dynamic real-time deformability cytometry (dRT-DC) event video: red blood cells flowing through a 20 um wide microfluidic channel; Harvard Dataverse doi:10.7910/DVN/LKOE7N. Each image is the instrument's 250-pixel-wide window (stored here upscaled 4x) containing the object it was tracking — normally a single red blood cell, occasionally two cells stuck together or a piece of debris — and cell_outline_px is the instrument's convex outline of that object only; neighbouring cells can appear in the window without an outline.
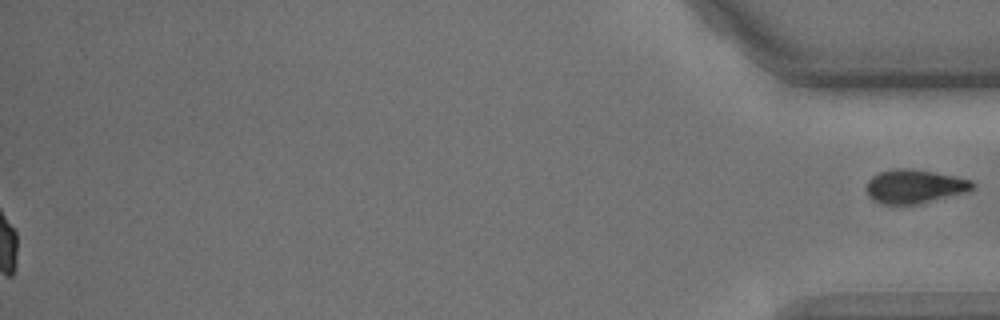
{"species": "common noctule bat (a hibernating species)", "species_latin": "Nyctalus noctula", "temperature_condition": "cold", "stored_images_in_passage": 54, "segment_of_instrument_passage": [2, 2], "camera_frame_rate_fps": 3000, "um_per_image_px": 0.085, "animal": {"sex": "male", "body_mass_g": 15.6}, "frame": {"image": 1, "passage_image": 54, "time_ms": 17.667, "image_size_px": [1000, 320], "cell_outline_px": [[976, 184], [968, 192], [920, 204], [880, 204], [872, 200], [868, 196], [864, 188], [868, 180], [872, 176], [880, 172], [896, 168], [912, 168], [972, 180]], "centroid_in_image_um": [77.7, 15.86], "position_along_channel_um": 357.5, "area_um2": 21.15}}